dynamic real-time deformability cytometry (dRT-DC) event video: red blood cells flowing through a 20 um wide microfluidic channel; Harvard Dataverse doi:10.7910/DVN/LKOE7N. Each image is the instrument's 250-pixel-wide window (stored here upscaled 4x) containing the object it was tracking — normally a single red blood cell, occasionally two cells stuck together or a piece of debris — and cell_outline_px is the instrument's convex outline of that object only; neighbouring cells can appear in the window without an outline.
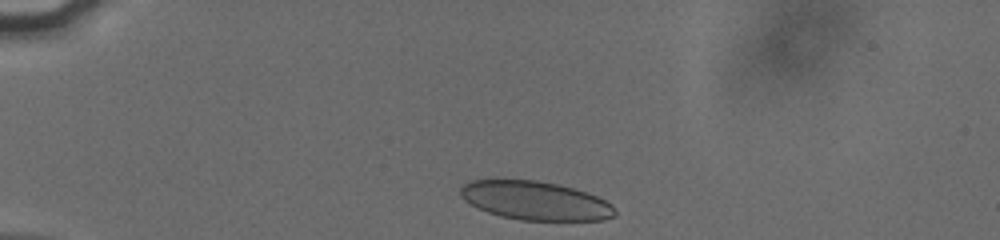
{"species": "human", "species_latin": "Homo sapiens", "temperature_condition": "cold", "stored_images_in_passage": 34, "camera_frame_rate_fps": 3000, "um_per_image_px": 0.085, "donor": {"sex": "male"}, "frame": {"image": 1, "passage_image": 1, "time_ms": 0.0, "image_size_px": [1000, 240], "cell_outline_px": [[616, 216], [604, 220], [520, 220], [500, 216], [488, 212], [464, 200], [460, 196], [460, 188], [464, 184], [472, 180], [536, 180], [556, 184], [572, 188], [596, 196], [612, 204], [616, 208]], "centroid_in_image_um": [45.52, 17.06], "position_along_channel_um": 39.5, "area_um2": 34.62}}
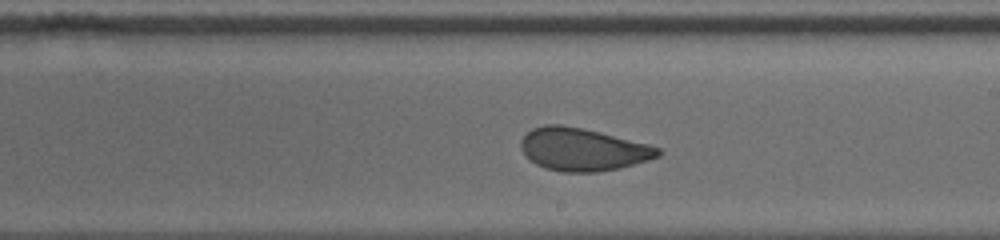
{"frame": {"image": 2, "passage_image": 21, "time_ms": 6.667, "image_size_px": [1000, 240], "cell_outline_px": [[664, 152], [660, 156], [648, 160], [620, 168], [596, 172], [564, 172], [544, 168], [536, 164], [520, 148], [520, 140], [532, 128], [544, 124], [560, 124], [600, 132], [648, 144], [660, 148]], "centroid_in_image_um": [49.55, 12.7], "position_along_channel_um": 239.5, "area_um2": 34.04}}
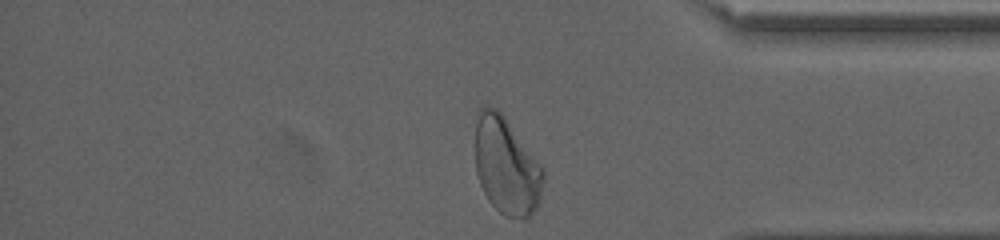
{"frame": {"image": 3, "passage_image": 34, "time_ms": 11.0, "image_size_px": [1000, 240], "cell_outline_px": [[544, 180], [540, 200], [532, 216], [524, 220], [504, 216], [488, 200], [480, 184], [476, 172], [476, 112], [484, 104], [496, 108], [504, 116], [544, 168]], "centroid_in_image_um": [43.06, 14.12], "position_along_channel_um": 392.1, "area_um2": 38.96}, "authors_computed_cell_mechanics": {"area_um2": 34.5066, "velocity_mm_per_s": 3.8134, "shape_relaxation_time_tau1_ms": 5.2392, "shape_relaxation_time_tau2_ms": 0.904, "deformation_change_tau1": 0.1443, "deformation_change_tau2": 0.0603}}